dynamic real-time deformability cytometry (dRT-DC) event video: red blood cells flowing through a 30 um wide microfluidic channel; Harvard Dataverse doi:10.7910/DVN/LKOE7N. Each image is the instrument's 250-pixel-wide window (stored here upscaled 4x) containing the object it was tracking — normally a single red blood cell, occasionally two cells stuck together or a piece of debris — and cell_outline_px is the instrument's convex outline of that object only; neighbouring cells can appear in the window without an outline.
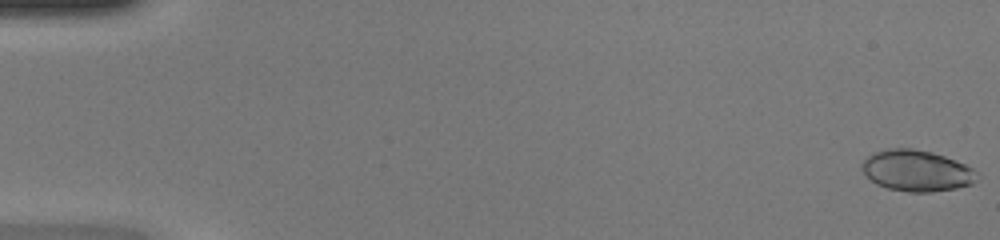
{"species": "common noctule bat (a hibernating species)", "species_latin": "Nyctalus noctula", "temperature_condition": "warm", "stored_images_in_passage": 49, "camera_frame_rate_fps": 3000, "um_per_image_px": 0.085, "animal": {"sex": "female", "body_mass_g": 20.0, "forearm_length_mm": 54.0}, "frame": {"image": 1, "passage_image": 1, "time_ms": 0.0, "image_size_px": [1000, 240], "cell_outline_px": [[980, 176], [972, 184], [956, 188], [932, 192], [908, 192], [888, 188], [876, 184], [864, 172], [860, 164], [872, 152], [888, 148], [912, 148], [932, 152], [944, 156], [964, 164], [980, 172]], "centroid_in_image_um": [77.94, 14.51], "position_along_channel_um": 7.1, "area_um2": 27.74}}